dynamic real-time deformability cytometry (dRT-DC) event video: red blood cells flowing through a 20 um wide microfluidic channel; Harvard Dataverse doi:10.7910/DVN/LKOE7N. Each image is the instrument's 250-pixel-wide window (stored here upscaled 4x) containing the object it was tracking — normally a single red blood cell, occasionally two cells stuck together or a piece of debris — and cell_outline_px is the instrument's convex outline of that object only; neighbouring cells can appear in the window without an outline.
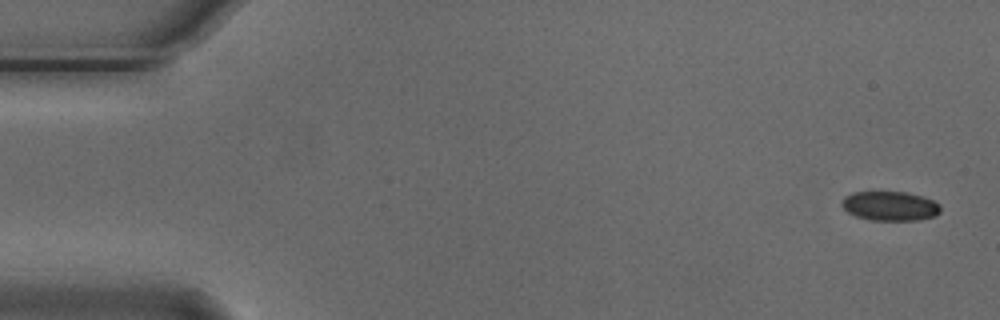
{"species": "Egyptian fruit bat (a non-hibernating species)", "species_latin": "Rousettus aegyptiacus", "temperature_condition": "cold", "stored_images_in_passage": 4, "camera_frame_rate_fps": 3000, "um_per_image_px": 0.085, "animal": {"sex": "male"}, "frame": {"image": 1, "passage_image": 1, "time_ms": 0.0, "image_size_px": [1000, 320], "cell_outline_px": [[940, 212], [936, 216], [916, 220], [872, 220], [856, 216], [848, 212], [840, 204], [844, 196], [852, 192], [908, 192], [924, 196], [940, 204]], "centroid_in_image_um": [75.66, 17.5], "position_along_channel_um": 9.3, "area_um2": 16.99}}